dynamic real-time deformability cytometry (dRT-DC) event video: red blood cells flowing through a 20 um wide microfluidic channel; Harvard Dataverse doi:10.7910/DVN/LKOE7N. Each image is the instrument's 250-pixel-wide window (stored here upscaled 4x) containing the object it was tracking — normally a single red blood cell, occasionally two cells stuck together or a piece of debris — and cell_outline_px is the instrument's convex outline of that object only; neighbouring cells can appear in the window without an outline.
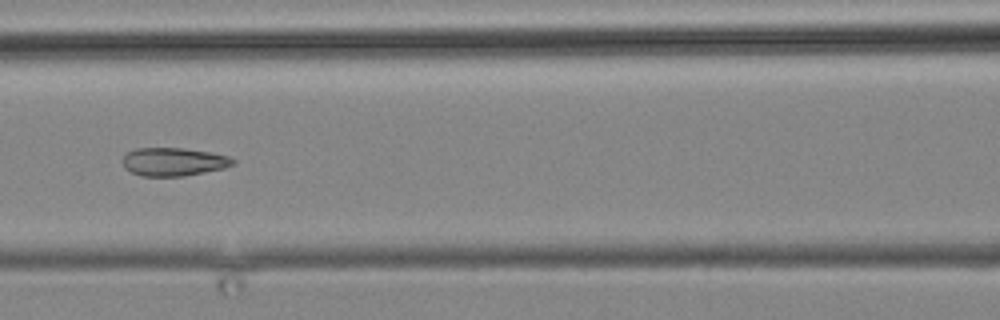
{"species": "common noctule bat (a hibernating species)", "species_latin": "Nyctalus noctula", "temperature_condition": "cold", "stored_images_in_passage": 23, "camera_frame_rate_fps": 3000, "um_per_image_px": 0.085, "animal": {"sex": "male", "body_mass_g": 19.2, "forearm_length_mm": 51.8}, "frame": {"image": 1, "passage_image": 14, "time_ms": 15.333, "image_size_px": [1000, 320], "cell_outline_px": [[236, 164], [224, 168], [184, 176], [140, 176], [124, 168], [124, 156], [128, 152], [136, 148], [184, 148], [212, 152], [228, 156], [236, 160]], "centroid_in_image_um": [14.79, 13.75], "position_along_channel_um": 151.8, "area_um2": 18.21}}
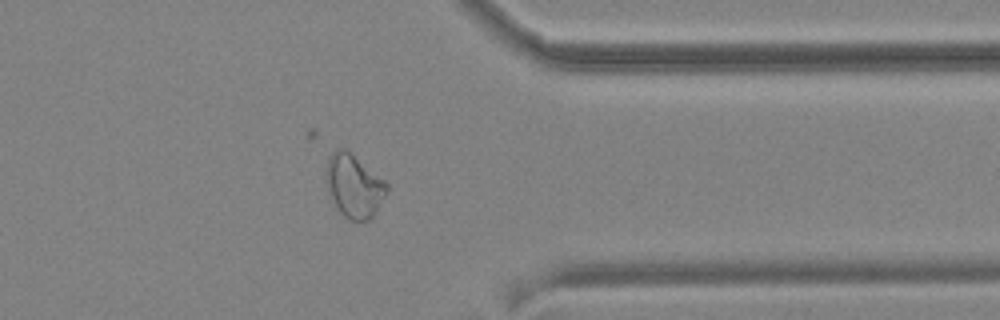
{"frame": {"image": 2, "passage_image": 20, "time_ms": 22.333, "image_size_px": [1000, 320], "cell_outline_px": [[388, 192], [372, 216], [368, 220], [348, 220], [340, 212], [328, 196], [324, 176], [324, 168], [328, 156], [336, 148], [344, 148], [384, 180], [388, 184]], "centroid_in_image_um": [30.02, 15.79], "position_along_channel_um": 381.4, "area_um2": 22.54}}
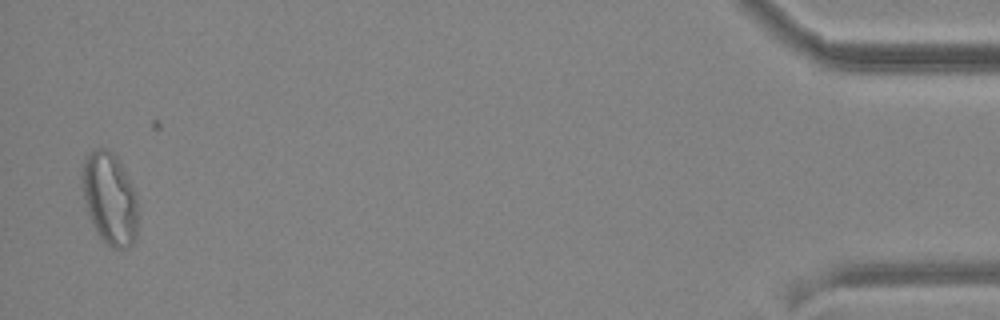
{"frame": {"image": 3, "passage_image": 23, "time_ms": 26.0, "image_size_px": [1000, 320], "cell_outline_px": [[136, 236], [132, 244], [128, 248], [112, 248], [100, 240], [92, 224], [84, 204], [80, 176], [80, 172], [84, 160], [96, 148], [108, 148], [116, 156], [132, 188], [136, 200]], "centroid_in_image_um": [9.26, 16.9], "position_along_channel_um": 425.9, "area_um2": 29.88}}